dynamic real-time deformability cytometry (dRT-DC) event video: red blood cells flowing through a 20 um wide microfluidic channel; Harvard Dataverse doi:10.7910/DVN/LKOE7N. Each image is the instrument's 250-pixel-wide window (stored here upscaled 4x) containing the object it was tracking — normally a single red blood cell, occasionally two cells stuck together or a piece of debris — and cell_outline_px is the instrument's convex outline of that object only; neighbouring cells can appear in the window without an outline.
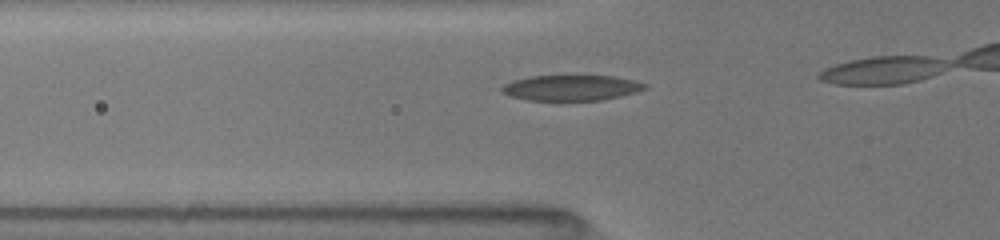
{"species": "common noctule bat (a hibernating species)", "species_latin": "Nyctalus noctula", "temperature_condition": "room temperature", "stored_images_in_passage": 20, "camera_frame_rate_fps": 3000, "um_per_image_px": 0.085, "animal": {"sex": "female", "body_mass_g": 19.5, "forearm_length_mm": 54.1}, "frame": {"image": 1, "passage_image": 14, "time_ms": 1.667, "image_size_px": [1000, 240], "cell_outline_px": [[648, 88], [636, 92], [620, 96], [600, 100], [528, 100], [508, 96], [500, 92], [500, 88], [504, 84], [512, 80], [532, 76], [612, 76], [636, 80], [648, 84]], "centroid_in_image_um": [48.54, 7.46], "position_along_channel_um": 77.3, "area_um2": 21.39}}